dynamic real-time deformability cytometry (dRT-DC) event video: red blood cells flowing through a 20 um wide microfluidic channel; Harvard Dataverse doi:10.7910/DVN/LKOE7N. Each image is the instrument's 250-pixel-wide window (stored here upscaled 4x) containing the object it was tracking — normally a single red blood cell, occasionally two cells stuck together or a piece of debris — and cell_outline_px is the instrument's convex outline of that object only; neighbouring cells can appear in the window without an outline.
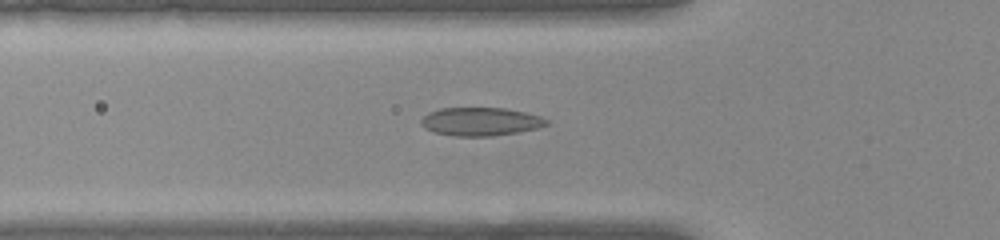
{"species": "common noctule bat (a hibernating species)", "species_latin": "Nyctalus noctula", "temperature_condition": "warm", "stored_images_in_passage": 50, "camera_frame_rate_fps": 3000, "um_per_image_px": 0.085, "animal": {"sex": "female", "body_mass_g": 22.0, "forearm_length_mm": 56.7}, "frame": {"image": 1, "passage_image": 16, "time_ms": 5.0, "image_size_px": [1000, 240], "cell_outline_px": [[548, 124], [536, 128], [516, 132], [492, 136], [456, 136], [436, 132], [424, 128], [420, 124], [420, 120], [428, 112], [440, 108], [504, 108], [524, 112], [540, 116], [548, 120]], "centroid_in_image_um": [40.81, 10.33], "position_along_channel_um": 85.0, "area_um2": 20.52}}
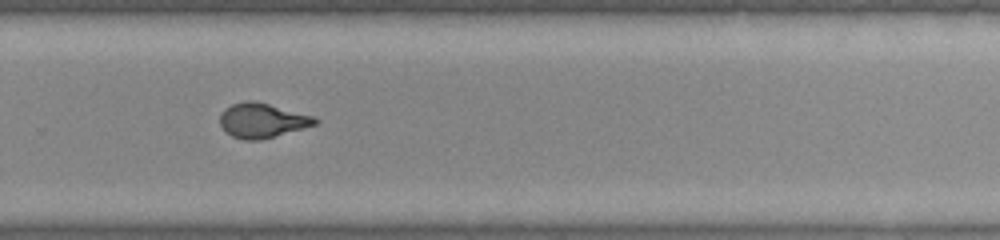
{"frame": {"image": 2, "passage_image": 33, "time_ms": 10.667, "image_size_px": [1000, 240], "cell_outline_px": [[320, 120], [316, 124], [260, 140], [244, 140], [232, 136], [224, 132], [220, 124], [220, 112], [224, 108], [232, 104], [248, 100], [252, 100], [268, 104], [312, 116]], "centroid_in_image_um": [22.22, 10.24], "position_along_channel_um": 307.6, "area_um2": 18.96}}
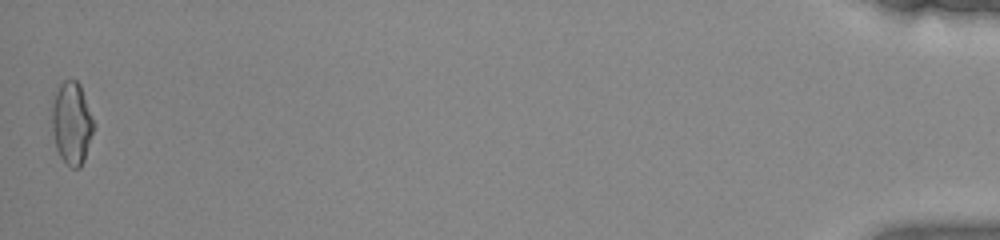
{"frame": {"image": 3, "passage_image": 50, "time_ms": 16.333, "image_size_px": [1000, 240], "cell_outline_px": [[92, 132], [84, 160], [80, 168], [72, 168], [60, 156], [56, 148], [52, 132], [52, 100], [60, 84], [64, 80], [76, 80], [80, 84], [92, 120]], "centroid_in_image_um": [6.05, 10.46], "position_along_channel_um": 429.1, "area_um2": 19.54}, "authors_computed_cell_mechanics": {"area_um2": 19.5364, "velocity_mm_per_s": 3.9316, "shape_relaxation_time_tau1_ms": null, "shape_relaxation_time_tau2_ms": 1.0321, "deformation_change_tau1": null, "deformation_change_tau2": 0.0805}}